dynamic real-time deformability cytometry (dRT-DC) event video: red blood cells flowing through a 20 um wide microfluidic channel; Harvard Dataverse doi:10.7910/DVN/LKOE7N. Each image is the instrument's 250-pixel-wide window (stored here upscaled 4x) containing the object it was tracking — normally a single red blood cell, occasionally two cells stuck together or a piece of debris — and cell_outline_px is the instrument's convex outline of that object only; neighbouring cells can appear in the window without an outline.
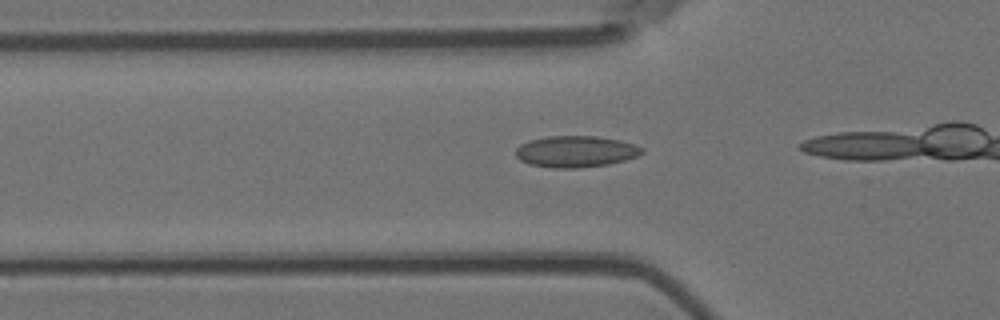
{"species": "Egyptian fruit bat (a non-hibernating species)", "species_latin": "Rousettus aegyptiacus", "temperature_condition": "room temperature", "stored_images_in_passage": 7, "camera_frame_rate_fps": 3000, "um_per_image_px": 0.085, "animal": {"sex": "female"}, "frame": {"image": 1, "passage_image": 5, "time_ms": 1.333, "image_size_px": [1000, 320], "cell_outline_px": [[644, 152], [640, 156], [608, 164], [576, 168], [552, 168], [528, 164], [520, 160], [516, 156], [516, 148], [520, 144], [528, 140], [548, 136], [596, 136], [620, 140], [636, 144], [644, 148]], "centroid_in_image_um": [48.95, 12.87], "position_along_channel_um": 76.8, "area_um2": 23.35}}